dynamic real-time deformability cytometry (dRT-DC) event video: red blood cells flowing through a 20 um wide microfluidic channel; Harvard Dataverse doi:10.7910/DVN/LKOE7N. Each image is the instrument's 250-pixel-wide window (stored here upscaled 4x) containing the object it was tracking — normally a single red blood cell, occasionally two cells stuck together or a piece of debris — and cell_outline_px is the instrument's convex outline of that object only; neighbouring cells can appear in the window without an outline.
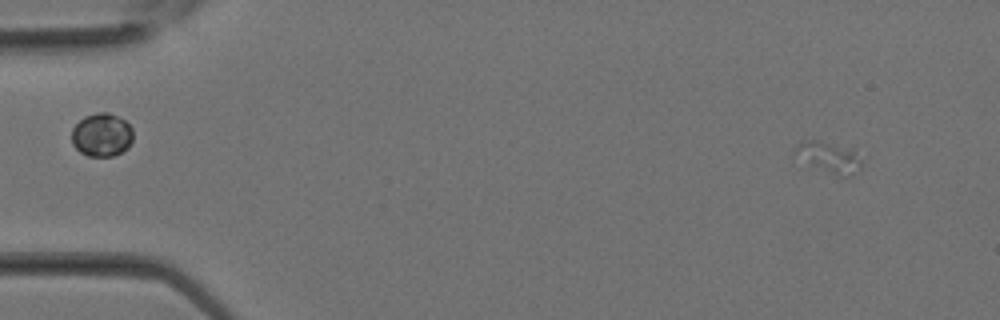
{"species": "Egyptian fruit bat (a non-hibernating species)", "species_latin": "Rousettus aegyptiacus", "temperature_condition": "room temperature", "stored_images_in_passage": 6, "camera_frame_rate_fps": 3000, "um_per_image_px": 0.085, "animal": {"sex": "female"}, "frame": {"image": 1, "passage_image": 2, "time_ms": 0.333, "image_size_px": [1000, 320], "cell_outline_px": [[860, 168], [848, 176], [832, 176], [812, 164], [796, 148], [800, 144], [808, 140], [816, 140], [852, 148], [860, 160]], "centroid_in_image_um": [70.6, 13.39], "position_along_channel_um": 14.4, "area_um2": 10.98}}